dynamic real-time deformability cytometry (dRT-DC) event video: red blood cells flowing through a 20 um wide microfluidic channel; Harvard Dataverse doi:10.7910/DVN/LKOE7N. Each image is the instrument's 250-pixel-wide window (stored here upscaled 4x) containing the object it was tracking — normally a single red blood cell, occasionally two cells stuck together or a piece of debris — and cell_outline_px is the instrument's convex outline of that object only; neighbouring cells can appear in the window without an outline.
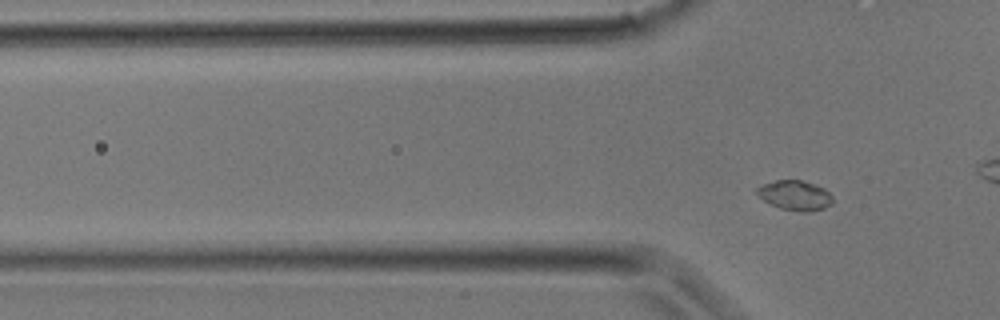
{"species": "common noctule bat (a hibernating species)", "species_latin": "Nyctalus noctula", "temperature_condition": "room temperature", "stored_images_in_passage": 6, "camera_frame_rate_fps": 3000, "um_per_image_px": 0.085, "animal": {"sex": "male", "body_mass_g": 17.9}, "frame": {"image": 1, "passage_image": 6, "time_ms": 1.667, "image_size_px": [1000, 320], "cell_outline_px": [[832, 204], [824, 208], [808, 212], [800, 212], [780, 208], [756, 196], [756, 188], [764, 184], [776, 180], [800, 180], [816, 184], [824, 188], [832, 196]], "centroid_in_image_um": [67.58, 16.61], "position_along_channel_um": 58.2, "area_um2": 13.18}}